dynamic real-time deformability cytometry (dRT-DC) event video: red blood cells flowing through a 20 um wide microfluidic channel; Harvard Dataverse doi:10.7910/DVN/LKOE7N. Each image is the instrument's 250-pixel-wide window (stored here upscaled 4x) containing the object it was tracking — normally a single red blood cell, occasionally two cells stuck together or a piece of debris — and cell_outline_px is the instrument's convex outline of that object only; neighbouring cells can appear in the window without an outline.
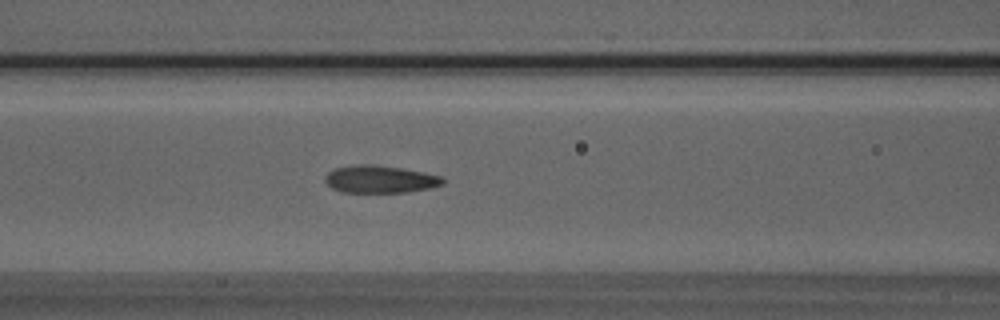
{"species": "Egyptian fruit bat (a non-hibernating species)", "species_latin": "Rousettus aegyptiacus", "temperature_condition": "room temperature", "stored_images_in_passage": 43, "camera_frame_rate_fps": 3000, "um_per_image_px": 0.085, "animal": {"sex": "male"}, "frame": {"image": 1, "passage_image": 19, "time_ms": 6.0, "image_size_px": [1000, 320], "cell_outline_px": [[444, 184], [428, 188], [408, 192], [344, 192], [332, 188], [324, 180], [324, 176], [328, 172], [336, 168], [360, 164], [372, 164], [400, 168], [424, 172], [440, 176], [444, 180]], "centroid_in_image_um": [32.29, 15.23], "position_along_channel_um": 134.3, "area_um2": 18.67}}
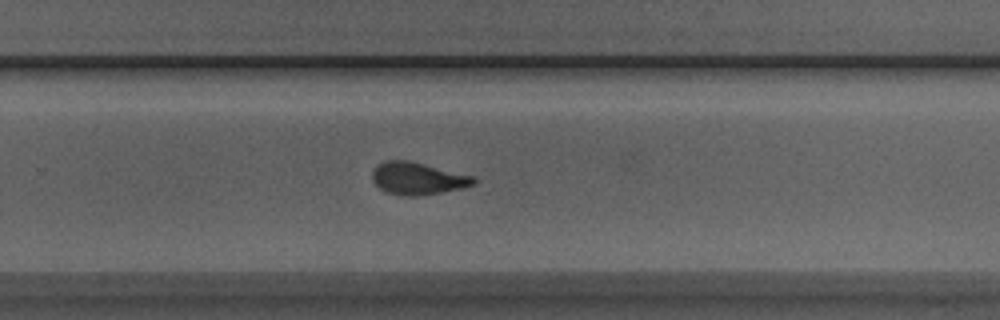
{"frame": {"image": 2, "passage_image": 31, "time_ms": 10.0, "image_size_px": [1000, 320], "cell_outline_px": [[476, 184], [460, 188], [440, 192], [416, 196], [408, 196], [388, 192], [380, 188], [372, 180], [372, 172], [376, 164], [384, 160], [408, 160], [476, 176]], "centroid_in_image_um": [35.5, 15.14], "position_along_channel_um": 294.3, "area_um2": 19.07}}
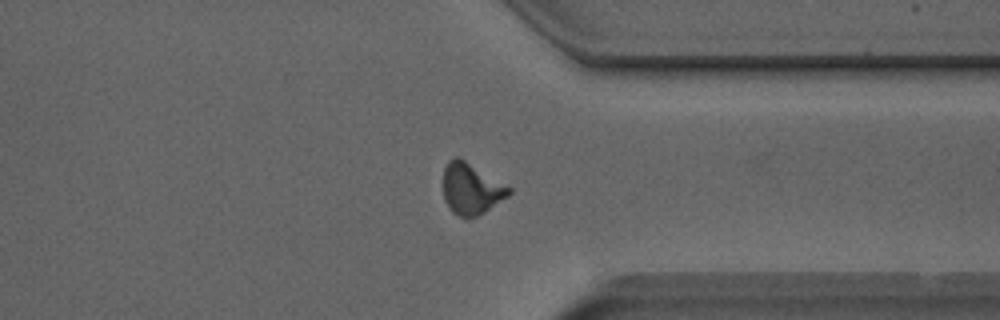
{"frame": {"image": 3, "passage_image": 37, "time_ms": 12.0, "image_size_px": [1000, 320], "cell_outline_px": [[512, 192], [508, 196], [484, 212], [476, 216], [460, 216], [452, 212], [448, 208], [444, 200], [444, 168], [448, 160], [456, 156], [464, 160], [512, 188]], "centroid_in_image_um": [40.04, 16.04], "position_along_channel_um": 371.4, "area_um2": 19.31}, "authors_computed_cell_mechanics": {"area_um2": 19.1318, "velocity_mm_per_s": 4.0107, "shape_relaxation_time_tau1_ms": 6.1113, "shape_relaxation_time_tau2_ms": 1.5529, "deformation_change_tau1": 0.1986, "deformation_change_tau2": 0.0881}}